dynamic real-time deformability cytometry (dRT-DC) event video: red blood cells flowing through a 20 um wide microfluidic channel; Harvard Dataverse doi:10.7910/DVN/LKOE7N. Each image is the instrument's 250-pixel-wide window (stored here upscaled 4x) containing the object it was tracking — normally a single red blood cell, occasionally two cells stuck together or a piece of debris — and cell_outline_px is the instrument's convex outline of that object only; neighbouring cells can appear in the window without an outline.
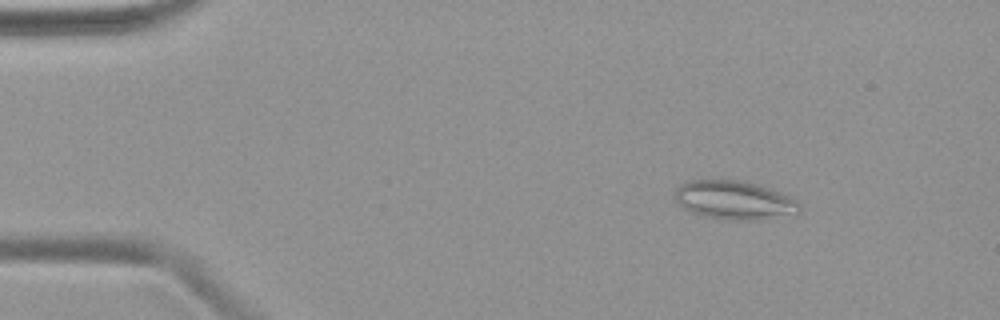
{"species": "common noctule bat (a hibernating species)", "species_latin": "Nyctalus noctula", "temperature_condition": "warm", "stored_images_in_passage": 49, "camera_frame_rate_fps": 3000, "um_per_image_px": 0.085, "animal": {"sex": "female", "body_mass_g": 19.9}, "frame": {"image": 1, "passage_image": 7, "time_ms": 2.0, "image_size_px": [1000, 320], "cell_outline_px": [[800, 212], [760, 220], [724, 220], [704, 216], [692, 212], [676, 204], [676, 188], [680, 184], [688, 180], [720, 176], [756, 184], [768, 188], [788, 196], [796, 200], [800, 204]], "centroid_in_image_um": [62.34, 16.97], "position_along_channel_um": 22.7, "area_um2": 28.73}}
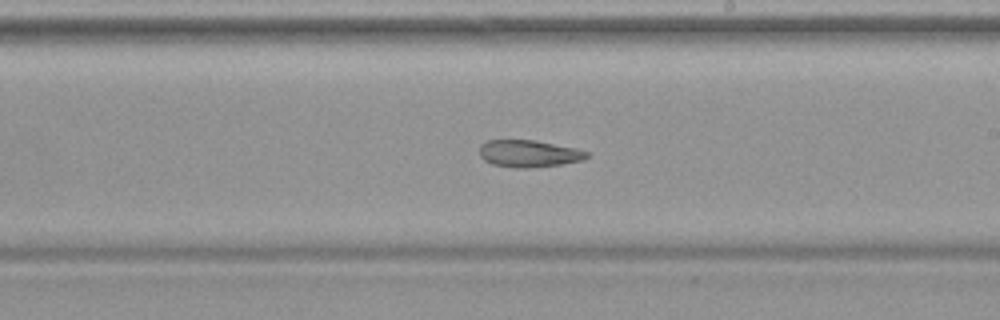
{"frame": {"image": 2, "passage_image": 29, "time_ms": 9.333, "image_size_px": [1000, 320], "cell_outline_px": [[588, 156], [584, 160], [560, 164], [524, 168], [516, 168], [492, 164], [484, 160], [480, 156], [480, 144], [488, 140], [536, 140], [576, 148], [588, 152]], "centroid_in_image_um": [44.94, 13.04], "position_along_channel_um": 244.1, "area_um2": 16.88}}
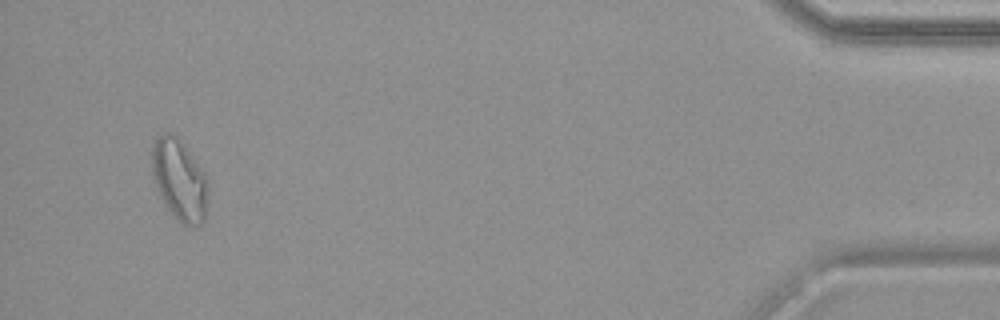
{"frame": {"image": 3, "passage_image": 47, "time_ms": 15.333, "image_size_px": [1000, 320], "cell_outline_px": [[208, 196], [204, 220], [200, 224], [180, 224], [164, 204], [152, 176], [152, 144], [164, 132], [172, 132], [180, 140], [204, 172], [208, 180]], "centroid_in_image_um": [15.25, 15.29], "position_along_channel_um": 419.9, "area_um2": 26.41}}